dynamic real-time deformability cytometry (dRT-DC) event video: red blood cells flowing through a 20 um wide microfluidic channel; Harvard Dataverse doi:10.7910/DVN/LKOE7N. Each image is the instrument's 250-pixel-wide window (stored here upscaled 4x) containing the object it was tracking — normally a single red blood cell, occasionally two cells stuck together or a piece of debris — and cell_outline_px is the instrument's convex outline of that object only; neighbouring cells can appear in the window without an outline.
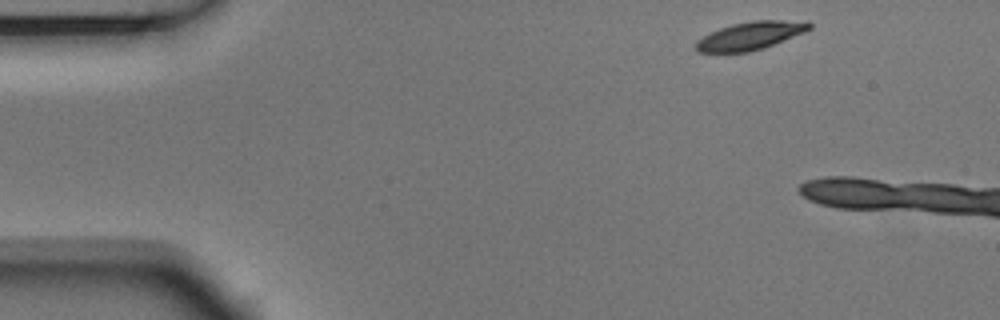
{"species": "Egyptian fruit bat (a non-hibernating species)", "species_latin": "Rousettus aegyptiacus", "temperature_condition": "room temperature", "stored_images_in_passage": 3, "camera_frame_rate_fps": 3000, "um_per_image_px": 0.085, "animal": {"sex": "male"}, "frame": {"image": 1, "passage_image": 1, "time_ms": 0.0, "image_size_px": [1000, 320], "cell_outline_px": [[812, 28], [804, 32], [764, 48], [748, 52], [696, 52], [696, 40], [720, 28], [732, 24], [752, 20], [808, 20], [812, 24]], "centroid_in_image_um": [63.83, 3.02], "position_along_channel_um": 21.2, "area_um2": 18.55}}